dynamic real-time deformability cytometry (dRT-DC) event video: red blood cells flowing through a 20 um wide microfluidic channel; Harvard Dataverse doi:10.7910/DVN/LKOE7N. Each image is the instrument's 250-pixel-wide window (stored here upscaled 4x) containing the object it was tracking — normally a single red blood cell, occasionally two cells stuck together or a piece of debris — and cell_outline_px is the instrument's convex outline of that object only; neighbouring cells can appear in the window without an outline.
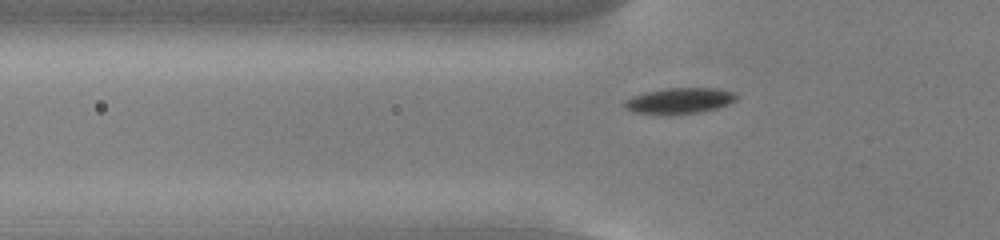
{"species": "common noctule bat (a hibernating species)", "species_latin": "Nyctalus noctula", "temperature_condition": "cold", "stored_images_in_passage": 43, "camera_frame_rate_fps": 3000, "um_per_image_px": 0.085, "animal": {"sex": "male", "body_mass_g": 13.0, "forearm_length_mm": 53.1}, "frame": {"image": 1, "passage_image": 11, "time_ms": 3.333, "image_size_px": [1000, 240], "cell_outline_px": [[736, 100], [728, 104], [716, 108], [700, 112], [668, 116], [632, 112], [624, 104], [624, 100], [644, 92], [664, 88], [716, 88], [732, 92], [736, 96]], "centroid_in_image_um": [57.72, 8.58], "position_along_channel_um": 68.1, "area_um2": 16.99}}
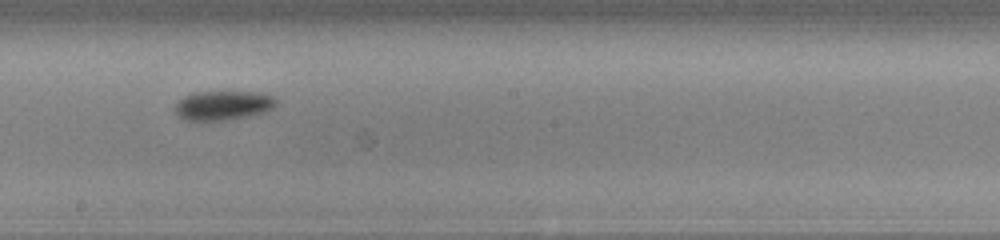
{"frame": {"image": 2, "passage_image": 24, "time_ms": 7.667, "image_size_px": [1000, 240], "cell_outline_px": [[276, 104], [272, 108], [264, 112], [224, 120], [184, 120], [176, 112], [176, 104], [184, 96], [192, 92], [260, 92], [276, 96]], "centroid_in_image_um": [18.98, 8.94], "position_along_channel_um": 229.2, "area_um2": 17.05}}
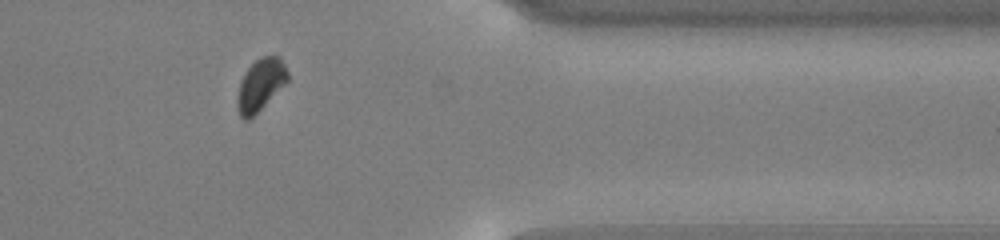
{"frame": {"image": 3, "passage_image": 38, "time_ms": 12.333, "image_size_px": [1000, 240], "cell_outline_px": [[288, 80], [248, 120], [244, 120], [240, 116], [236, 104], [236, 100], [240, 80], [248, 68], [260, 56], [280, 56], [288, 72]], "centroid_in_image_um": [22.11, 7.18], "position_along_channel_um": 389.3, "area_um2": 14.91}}